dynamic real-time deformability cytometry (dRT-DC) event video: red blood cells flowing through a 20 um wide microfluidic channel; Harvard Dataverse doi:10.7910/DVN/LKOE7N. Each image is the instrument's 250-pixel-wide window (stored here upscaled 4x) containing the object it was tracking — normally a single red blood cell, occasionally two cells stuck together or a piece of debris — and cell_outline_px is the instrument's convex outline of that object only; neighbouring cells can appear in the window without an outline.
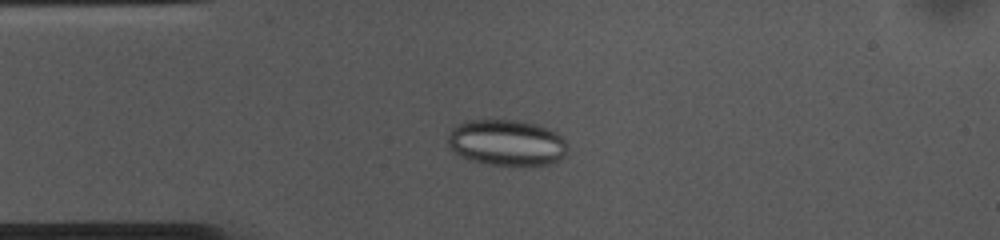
{"species": "common noctule bat (a hibernating species)", "species_latin": "Nyctalus noctula", "temperature_condition": "cold", "stored_images_in_passage": 43, "camera_frame_rate_fps": 3000, "um_per_image_px": 0.085, "animal": {"sex": "female", "body_mass_g": 10.0, "forearm_length_mm": 53.1}, "frame": {"image": 1, "passage_image": 1, "time_ms": 0.0, "image_size_px": [1000, 240], "cell_outline_px": [[568, 152], [560, 160], [548, 164], [492, 164], [472, 160], [460, 156], [448, 144], [448, 136], [452, 128], [456, 124], [468, 120], [516, 120], [536, 124], [548, 128], [556, 132], [568, 144]], "centroid_in_image_um": [43.09, 12.1], "position_along_channel_um": 41.9, "area_um2": 31.85}}
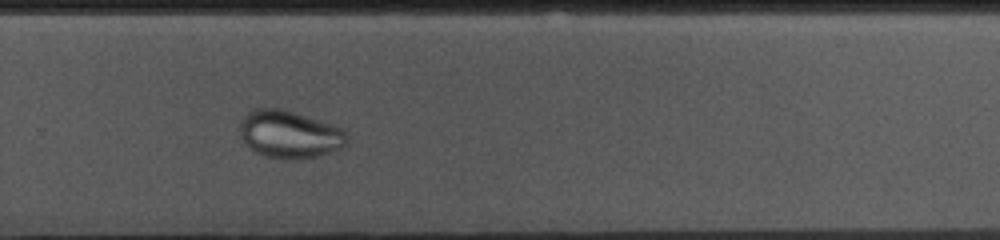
{"frame": {"image": 2, "passage_image": 24, "time_ms": 7.667, "image_size_px": [1000, 240], "cell_outline_px": [[348, 144], [340, 148], [316, 156], [268, 156], [256, 152], [244, 144], [240, 136], [240, 124], [244, 116], [248, 112], [256, 108], [284, 108], [344, 128], [348, 136]], "centroid_in_image_um": [24.61, 11.35], "position_along_channel_um": 305.2, "area_um2": 29.19}}
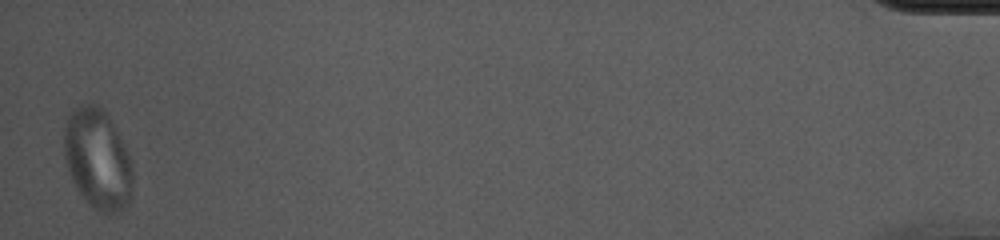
{"frame": {"image": 3, "passage_image": 42, "time_ms": 13.667, "image_size_px": [1000, 240], "cell_outline_px": [[132, 192], [128, 204], [124, 208], [108, 216], [100, 212], [76, 188], [72, 180], [64, 156], [64, 124], [68, 116], [80, 104], [96, 104], [104, 108], [112, 120], [128, 152], [132, 164]], "centroid_in_image_um": [8.32, 13.49], "position_along_channel_um": 426.9, "area_um2": 40.23}}